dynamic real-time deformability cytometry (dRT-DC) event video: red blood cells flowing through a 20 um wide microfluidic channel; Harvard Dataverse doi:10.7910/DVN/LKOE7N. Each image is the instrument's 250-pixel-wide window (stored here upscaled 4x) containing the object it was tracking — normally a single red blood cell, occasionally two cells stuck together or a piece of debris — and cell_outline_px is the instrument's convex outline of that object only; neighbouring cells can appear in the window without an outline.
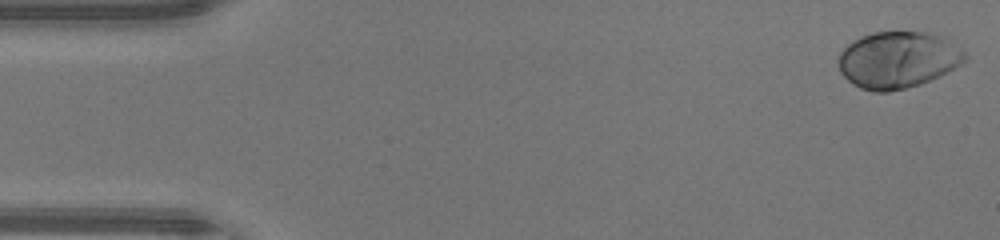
{"species": "human", "species_latin": "Homo sapiens", "temperature_condition": "warm", "stored_images_in_passage": 47, "camera_frame_rate_fps": 3000, "um_per_image_px": 0.085, "donor": {"sex": "male"}, "frame": {"image": 1, "passage_image": 1, "time_ms": 0.0, "image_size_px": [1000, 240], "cell_outline_px": [[968, 56], [960, 64], [920, 84], [888, 92], [872, 92], [860, 88], [852, 84], [840, 72], [840, 52], [848, 44], [872, 32], [924, 32], [940, 36], [964, 52]], "centroid_in_image_um": [76.27, 5.1], "position_along_channel_um": 8.7, "area_um2": 40.86}}
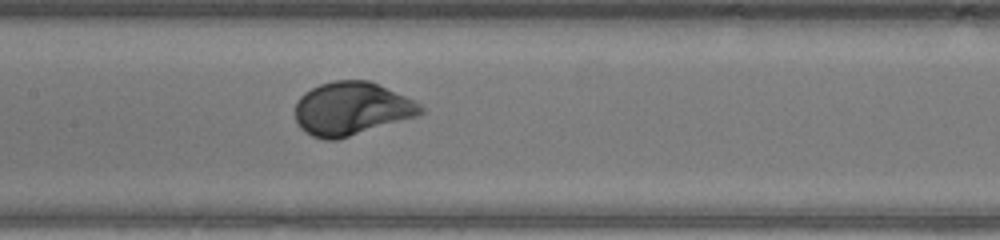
{"frame": {"image": 2, "passage_image": 22, "time_ms": 7.0, "image_size_px": [1000, 240], "cell_outline_px": [[424, 112], [416, 116], [336, 140], [324, 140], [312, 136], [304, 132], [300, 128], [296, 120], [296, 100], [304, 92], [320, 84], [336, 80], [368, 80], [416, 100], [424, 108]], "centroid_in_image_um": [29.87, 9.23], "position_along_channel_um": 177.5, "area_um2": 38.84}}
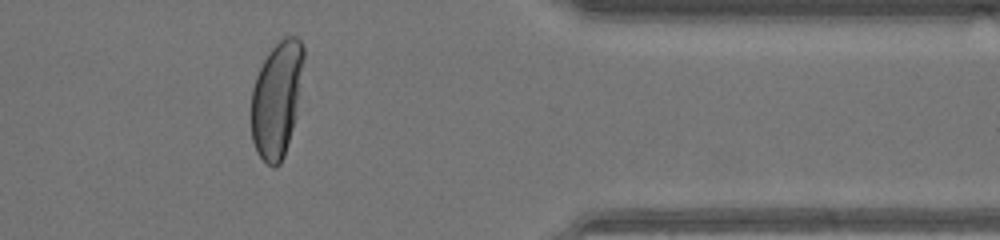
{"frame": {"image": 3, "passage_image": 38, "time_ms": 12.333, "image_size_px": [1000, 240], "cell_outline_px": [[304, 56], [296, 116], [284, 156], [280, 164], [276, 168], [272, 168], [260, 156], [252, 140], [252, 88], [256, 76], [268, 52], [284, 36], [296, 36], [300, 40], [304, 48]], "centroid_in_image_um": [23.53, 8.42], "position_along_channel_um": 387.9, "area_um2": 35.14}, "authors_computed_cell_mechanics": {"area_um2": 38.8994, "velocity_mm_per_s": 4.3682, "shape_relaxation_time_tau1_ms": 2.1509, "shape_relaxation_time_tau2_ms": null, "deformation_change_tau1": 0.1679, "deformation_change_tau2": null}}